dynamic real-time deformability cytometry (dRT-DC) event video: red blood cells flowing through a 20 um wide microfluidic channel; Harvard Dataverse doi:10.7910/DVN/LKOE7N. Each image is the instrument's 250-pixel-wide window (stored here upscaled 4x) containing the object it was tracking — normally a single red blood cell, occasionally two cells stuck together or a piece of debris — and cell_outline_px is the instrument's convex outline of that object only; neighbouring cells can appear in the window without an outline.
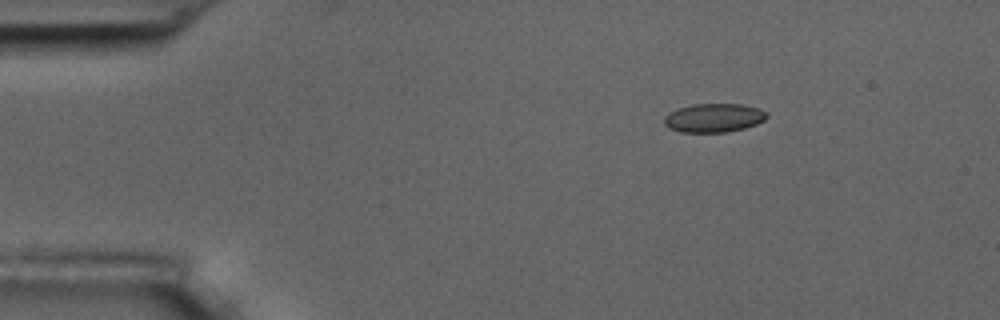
{"species": "common noctule bat (a hibernating species)", "species_latin": "Nyctalus noctula", "temperature_condition": "room temperature", "stored_images_in_passage": 4, "camera_frame_rate_fps": 3000, "um_per_image_px": 0.085, "animal": {"sex": "male", "body_mass_g": 17.5, "forearm_length_mm": 52.3}, "frame": {"image": 1, "passage_image": 1, "time_ms": 0.0, "image_size_px": [1000, 320], "cell_outline_px": [[768, 116], [764, 120], [756, 124], [744, 128], [728, 132], [680, 132], [668, 128], [664, 124], [664, 116], [680, 108], [692, 104], [740, 104], [760, 108], [768, 112]], "centroid_in_image_um": [60.7, 10.02], "position_along_channel_um": 24.3, "area_um2": 17.22}}
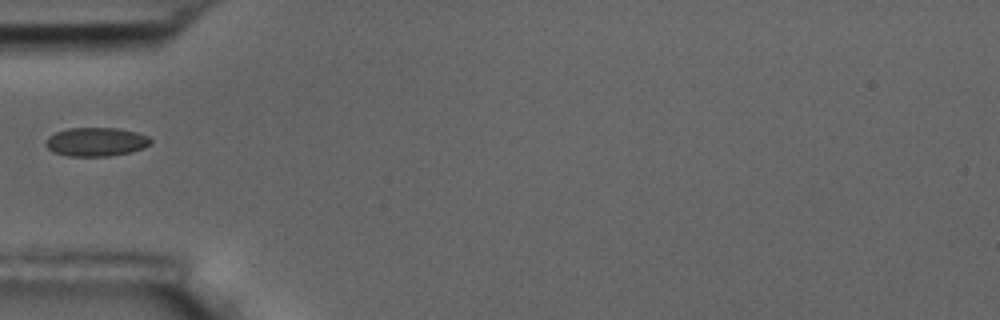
{"frame": {"image": 2, "passage_image": 4, "time_ms": 3.333, "image_size_px": [1000, 320], "cell_outline_px": [[152, 140], [144, 148], [128, 152], [108, 156], [68, 156], [52, 152], [44, 144], [44, 140], [48, 136], [56, 132], [68, 128], [120, 128], [136, 132], [148, 136]], "centroid_in_image_um": [8.12, 12.05], "position_along_channel_um": 76.9, "area_um2": 17.63}}